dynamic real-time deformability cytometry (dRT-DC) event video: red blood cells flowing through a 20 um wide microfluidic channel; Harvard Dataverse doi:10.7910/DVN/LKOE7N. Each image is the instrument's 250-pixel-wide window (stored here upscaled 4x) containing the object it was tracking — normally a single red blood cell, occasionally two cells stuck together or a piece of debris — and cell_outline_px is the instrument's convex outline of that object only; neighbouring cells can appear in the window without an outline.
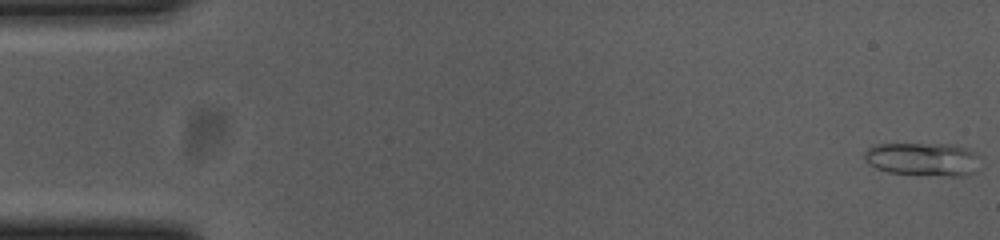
{"species": "common noctule bat (a hibernating species)", "species_latin": "Nyctalus noctula", "temperature_condition": "cold", "stored_images_in_passage": 55, "camera_frame_rate_fps": 3000, "um_per_image_px": 0.085, "animal": {"sex": "female", "body_mass_g": 23.0, "forearm_length_mm": 53.4}, "frame": {"image": 1, "passage_image": 1, "time_ms": 0.0, "image_size_px": [1000, 240], "cell_outline_px": [[980, 172], [964, 176], [944, 176], [888, 172], [876, 168], [868, 164], [864, 160], [864, 152], [868, 148], [876, 144], [952, 144], [976, 152], [980, 168]], "centroid_in_image_um": [78.48, 13.54], "position_along_channel_um": 6.5, "area_um2": 22.83}}
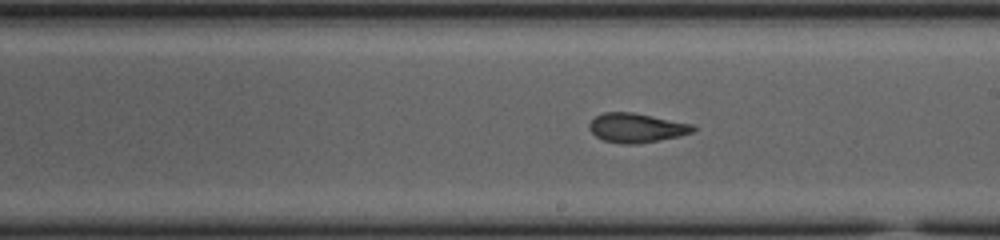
{"frame": {"image": 2, "passage_image": 31, "time_ms": 10.0, "image_size_px": [1000, 240], "cell_outline_px": [[696, 128], [692, 132], [676, 136], [636, 144], [624, 144], [604, 140], [596, 136], [588, 128], [588, 124], [596, 116], [604, 112], [632, 112], [696, 124]], "centroid_in_image_um": [54.1, 10.85], "position_along_channel_um": 234.9, "area_um2": 17.57}}
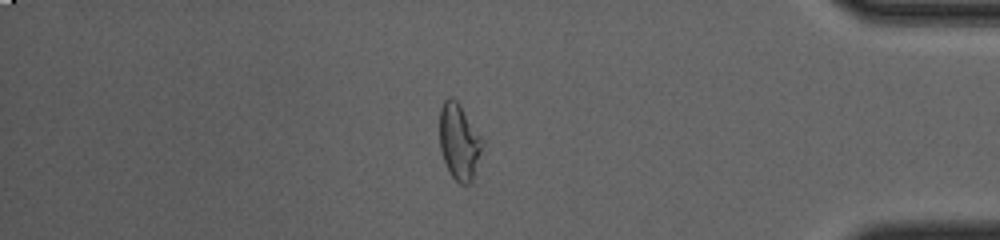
{"frame": {"image": 3, "passage_image": 47, "time_ms": 15.333, "image_size_px": [1000, 240], "cell_outline_px": [[484, 144], [472, 180], [468, 184], [460, 184], [452, 176], [444, 160], [440, 148], [440, 108], [444, 100], [448, 96], [452, 96], [460, 104], [480, 136]], "centroid_in_image_um": [39.02, 12.02], "position_along_channel_um": 396.2, "area_um2": 18.73}, "authors_computed_cell_mechanics": {"area_um2": 18.785, "velocity_mm_per_s": 3.6765, "shape_relaxation_time_tau1_ms": null, "shape_relaxation_time_tau2_ms": 2.1732, "deformation_change_tau1": null, "deformation_change_tau2": 0.0959}}